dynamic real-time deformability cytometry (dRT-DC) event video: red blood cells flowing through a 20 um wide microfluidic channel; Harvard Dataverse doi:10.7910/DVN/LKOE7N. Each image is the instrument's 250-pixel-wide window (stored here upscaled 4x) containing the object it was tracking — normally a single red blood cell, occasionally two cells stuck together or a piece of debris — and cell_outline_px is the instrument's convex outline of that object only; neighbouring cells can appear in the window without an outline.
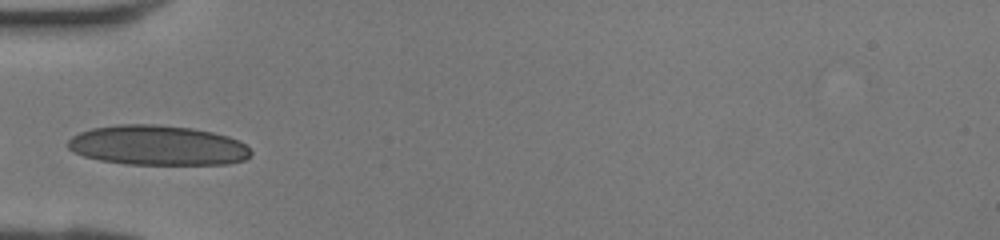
{"species": "human", "species_latin": "Homo sapiens", "temperature_condition": "room temperature", "stored_images_in_passage": 5, "camera_frame_rate_fps": 3000, "um_per_image_px": 0.085, "donor": {"sex": "female"}, "frame": {"image": 1, "passage_image": 1, "time_ms": 0.0, "image_size_px": [1000, 240], "cell_outline_px": [[252, 152], [244, 160], [228, 164], [124, 164], [100, 160], [84, 156], [72, 152], [68, 148], [68, 140], [72, 136], [80, 132], [92, 128], [116, 124], [160, 124], [192, 128], [212, 132], [228, 136], [240, 140]], "centroid_in_image_um": [13.37, 12.35], "position_along_channel_um": 71.6, "area_um2": 42.71}}
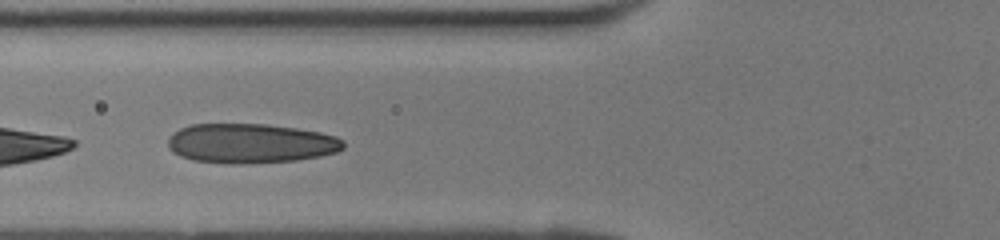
{"frame": {"image": 2, "passage_image": 3, "time_ms": 0.667, "image_size_px": [1000, 240], "cell_outline_px": [[344, 148], [336, 152], [320, 156], [296, 160], [244, 164], [228, 164], [192, 160], [180, 156], [172, 152], [168, 148], [168, 140], [180, 128], [192, 124], [268, 124], [296, 128], [320, 132], [336, 136], [344, 140]], "centroid_in_image_um": [21.31, 12.19], "position_along_channel_um": 104.5, "area_um2": 40.63}}